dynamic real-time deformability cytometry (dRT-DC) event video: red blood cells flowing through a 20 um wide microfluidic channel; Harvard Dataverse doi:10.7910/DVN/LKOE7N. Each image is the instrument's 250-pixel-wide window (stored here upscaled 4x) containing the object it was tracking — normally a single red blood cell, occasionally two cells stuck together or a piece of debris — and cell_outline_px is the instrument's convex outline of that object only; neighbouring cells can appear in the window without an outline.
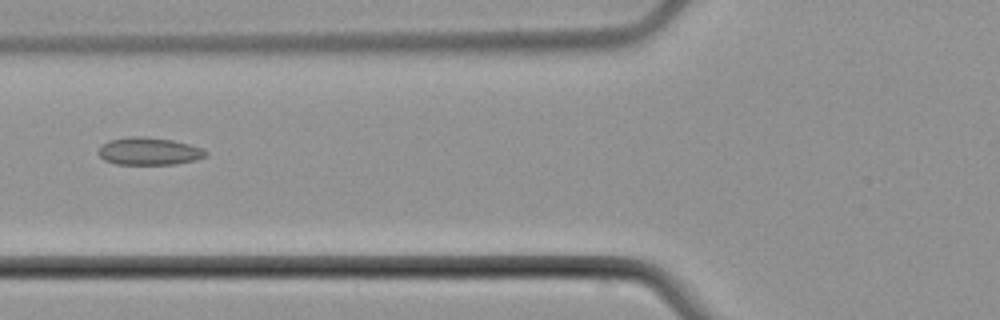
{"species": "common noctule bat (a hibernating species)", "species_latin": "Nyctalus noctula", "temperature_condition": "cold", "stored_images_in_passage": 6, "camera_frame_rate_fps": 3000, "um_per_image_px": 0.085, "animal": {"sex": "male", "body_mass_g": 21.5, "forearm_length_mm": 52.0}, "frame": {"image": 1, "passage_image": 6, "time_ms": 7.0, "image_size_px": [1000, 320], "cell_outline_px": [[208, 156], [196, 160], [176, 164], [116, 164], [104, 160], [96, 152], [100, 144], [108, 140], [132, 136], [144, 136], [172, 140], [188, 144], [200, 148], [208, 152]], "centroid_in_image_um": [12.62, 12.85], "position_along_channel_um": 113.2, "area_um2": 17.4}}